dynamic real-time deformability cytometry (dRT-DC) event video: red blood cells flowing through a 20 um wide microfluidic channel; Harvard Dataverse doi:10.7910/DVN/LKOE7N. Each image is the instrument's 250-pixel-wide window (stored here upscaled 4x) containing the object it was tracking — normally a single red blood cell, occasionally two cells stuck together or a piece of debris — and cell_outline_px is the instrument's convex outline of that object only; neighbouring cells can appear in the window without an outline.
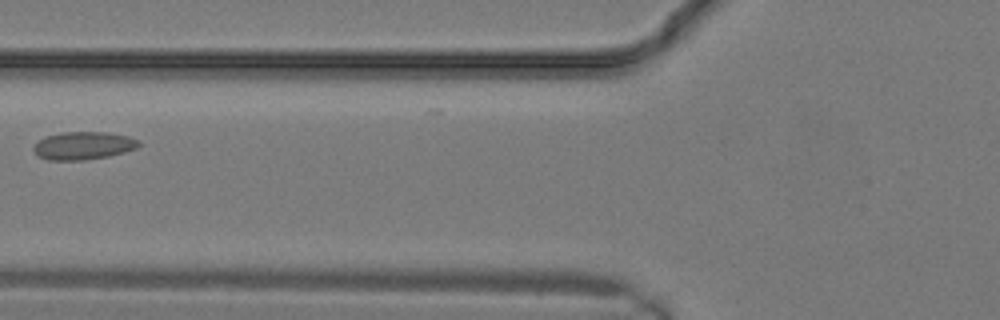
{"species": "common noctule bat (a hibernating species)", "species_latin": "Nyctalus noctula", "temperature_condition": "warm", "stored_images_in_passage": 10, "camera_frame_rate_fps": 3000, "um_per_image_px": 0.085, "animal": {"sex": "male", "body_mass_g": 19.2, "forearm_length_mm": 51.8}, "frame": {"image": 1, "passage_image": 3, "time_ms": 0.667, "image_size_px": [1000, 320], "cell_outline_px": [[140, 144], [136, 148], [124, 152], [108, 156], [84, 160], [48, 160], [36, 156], [32, 148], [44, 136], [64, 132], [104, 132], [128, 136], [140, 140]], "centroid_in_image_um": [7.06, 12.38], "position_along_channel_um": 118.7, "area_um2": 17.11}}
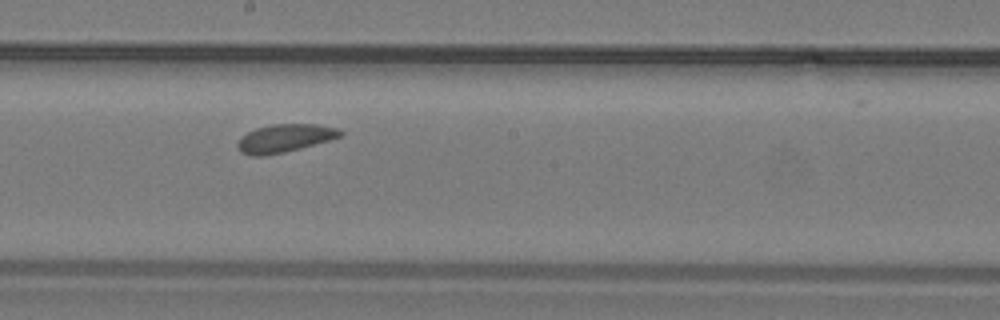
{"frame": {"image": 2, "passage_image": 7, "time_ms": 2.0, "image_size_px": [1000, 320], "cell_outline_px": [[344, 136], [300, 148], [284, 152], [264, 156], [252, 156], [240, 152], [236, 144], [240, 136], [256, 128], [272, 124], [316, 124], [336, 128], [344, 132]], "centroid_in_image_um": [24.18, 11.75], "position_along_channel_um": 224.0, "area_um2": 16.88}}
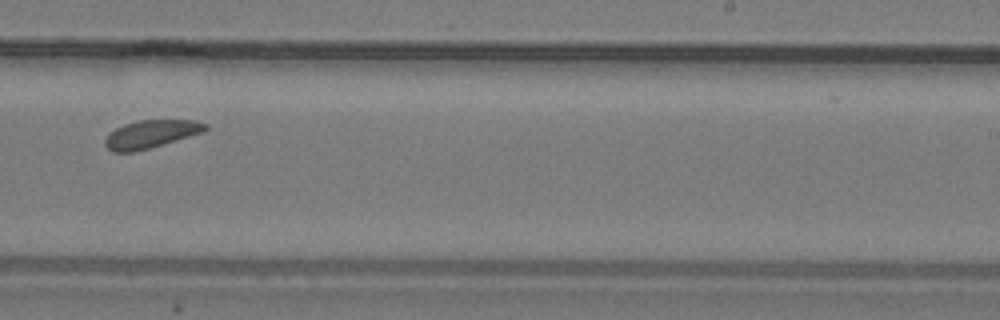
{"frame": {"image": 3, "passage_image": 9, "time_ms": 2.667, "image_size_px": [1000, 320], "cell_outline_px": [[208, 128], [204, 132], [136, 152], [112, 152], [104, 144], [104, 140], [108, 132], [124, 124], [140, 120], [196, 120], [208, 124]], "centroid_in_image_um": [12.82, 11.4], "position_along_channel_um": 276.2, "area_um2": 16.47}}